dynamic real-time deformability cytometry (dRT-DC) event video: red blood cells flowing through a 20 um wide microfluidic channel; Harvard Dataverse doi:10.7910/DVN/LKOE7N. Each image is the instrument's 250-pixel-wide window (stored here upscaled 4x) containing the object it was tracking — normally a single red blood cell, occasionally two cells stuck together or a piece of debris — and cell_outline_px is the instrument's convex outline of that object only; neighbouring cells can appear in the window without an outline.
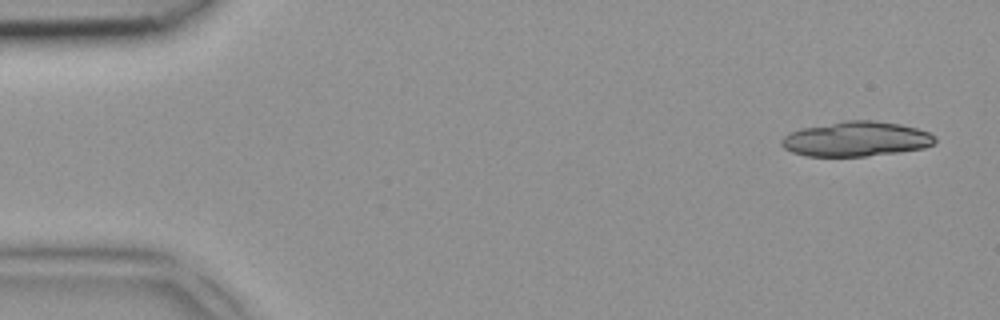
{"species": "common noctule bat (a hibernating species)", "species_latin": "Nyctalus noctula", "temperature_condition": "room temperature", "stored_images_in_passage": 5, "camera_frame_rate_fps": 3000, "um_per_image_px": 0.085, "animal": {"sex": "female", "body_mass_g": 18.4}, "frame": {"image": 1, "passage_image": 1, "time_ms": 0.0, "image_size_px": [1000, 320], "cell_outline_px": [[936, 140], [932, 144], [924, 148], [896, 152], [864, 156], [808, 156], [792, 152], [784, 148], [780, 144], [780, 140], [788, 132], [800, 128], [844, 120], [872, 120], [900, 124], [916, 128], [928, 132], [936, 136]], "centroid_in_image_um": [72.73, 11.8], "position_along_channel_um": 12.3, "area_um2": 31.21}}
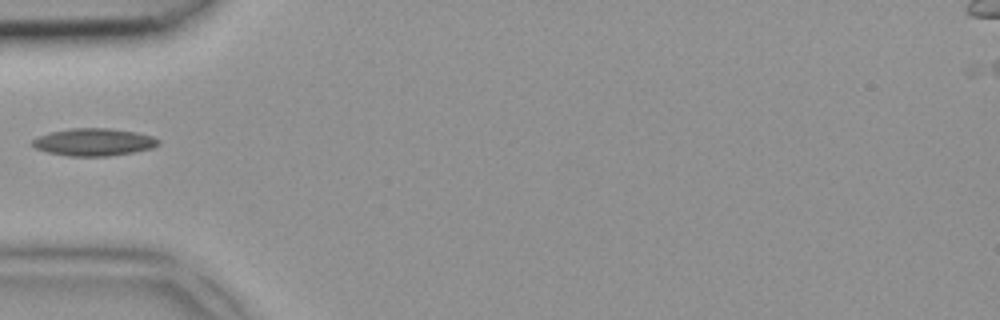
{"frame": {"image": 2, "passage_image": 5, "time_ms": 1.333, "image_size_px": [1000, 320], "cell_outline_px": [[160, 144], [152, 148], [132, 152], [108, 156], [68, 156], [48, 152], [36, 148], [32, 144], [32, 140], [48, 132], [72, 128], [108, 128], [136, 132], [152, 136], [160, 140]], "centroid_in_image_um": [7.98, 12.07], "position_along_channel_um": 77.0, "area_um2": 20.06}}